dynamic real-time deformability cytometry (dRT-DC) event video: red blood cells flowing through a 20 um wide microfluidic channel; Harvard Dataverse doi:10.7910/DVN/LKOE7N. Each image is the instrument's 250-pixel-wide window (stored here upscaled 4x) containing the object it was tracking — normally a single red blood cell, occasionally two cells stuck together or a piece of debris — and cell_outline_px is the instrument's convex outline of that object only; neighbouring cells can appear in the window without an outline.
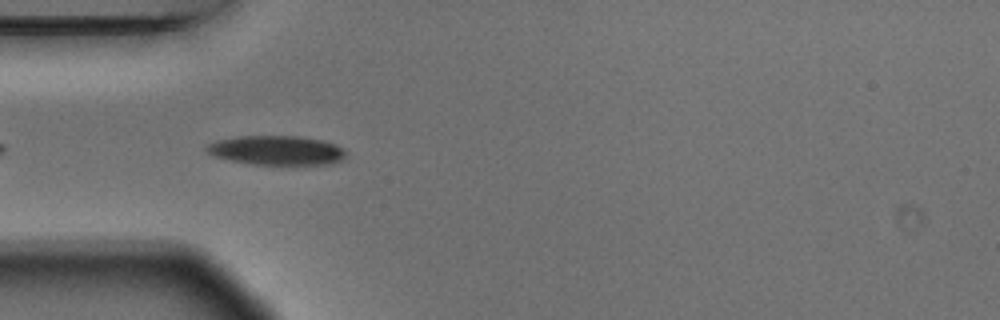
{"species": "Egyptian fruit bat (a non-hibernating species)", "species_latin": "Rousettus aegyptiacus", "temperature_condition": "warm", "stored_images_in_passage": 6, "camera_frame_rate_fps": 3000, "um_per_image_px": 0.085, "animal": {"sex": "male"}, "frame": {"image": 1, "passage_image": 5, "time_ms": 1.333, "image_size_px": [1000, 320], "cell_outline_px": [[348, 152], [344, 160], [328, 164], [252, 164], [232, 160], [216, 156], [208, 152], [204, 148], [208, 144], [216, 140], [240, 136], [296, 136], [320, 140], [336, 144]], "centroid_in_image_um": [23.55, 12.77], "position_along_channel_um": 61.5, "area_um2": 23.64}}
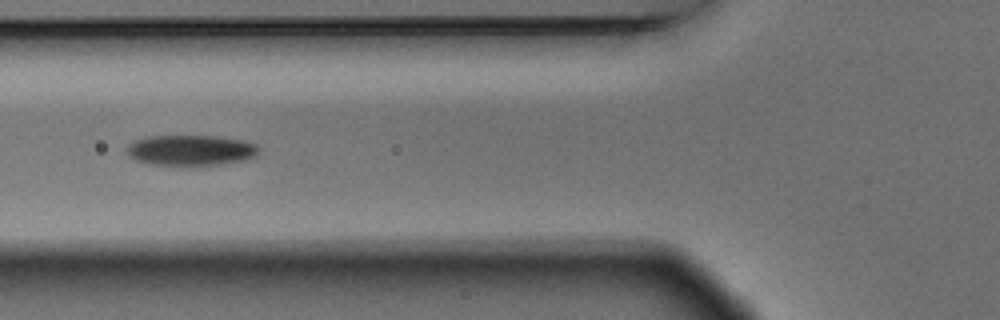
{"frame": {"image": 2, "passage_image": 6, "time_ms": 1.667, "image_size_px": [1000, 320], "cell_outline_px": [[260, 148], [256, 156], [244, 160], [220, 164], [152, 164], [136, 160], [128, 156], [124, 152], [128, 144], [136, 140], [148, 136], [216, 136], [244, 140], [256, 144]], "centroid_in_image_um": [16.21, 12.75], "position_along_channel_um": 109.6, "area_um2": 23.35}}